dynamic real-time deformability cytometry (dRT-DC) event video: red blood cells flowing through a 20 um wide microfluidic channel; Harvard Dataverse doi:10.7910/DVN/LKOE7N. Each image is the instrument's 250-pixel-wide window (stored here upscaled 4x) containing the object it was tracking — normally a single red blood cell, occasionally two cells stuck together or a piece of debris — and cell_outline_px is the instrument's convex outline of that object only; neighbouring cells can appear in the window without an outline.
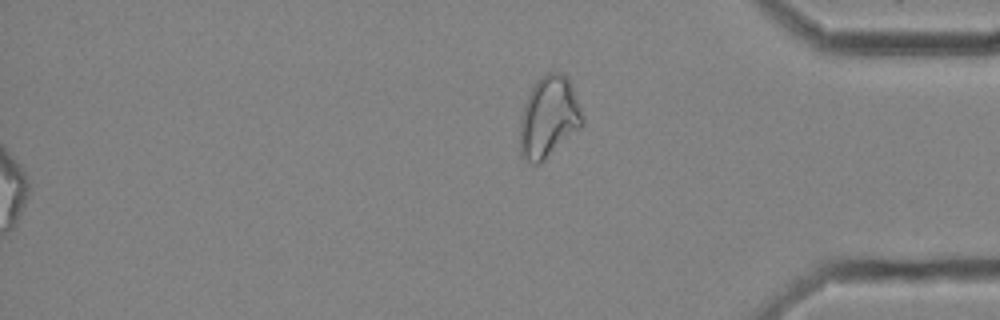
{"species": "common noctule bat (a hibernating species)", "species_latin": "Nyctalus noctula", "temperature_condition": "cold", "stored_images_in_passage": 58, "segment_of_instrument_passage": [3, 3], "camera_frame_rate_fps": 3000, "um_per_image_px": 0.085, "animal": {"sex": "female", "body_mass_g": 25.1}, "frame": {"image": 1, "passage_image": 58, "time_ms": 19.0, "image_size_px": [1000, 320], "cell_outline_px": [[584, 120], [580, 128], [540, 164], [532, 164], [520, 156], [520, 120], [524, 104], [536, 80], [548, 72], [560, 72], [568, 76], [584, 116]], "centroid_in_image_um": [46.64, 9.96], "position_along_channel_um": 388.6, "area_um2": 29.71}}